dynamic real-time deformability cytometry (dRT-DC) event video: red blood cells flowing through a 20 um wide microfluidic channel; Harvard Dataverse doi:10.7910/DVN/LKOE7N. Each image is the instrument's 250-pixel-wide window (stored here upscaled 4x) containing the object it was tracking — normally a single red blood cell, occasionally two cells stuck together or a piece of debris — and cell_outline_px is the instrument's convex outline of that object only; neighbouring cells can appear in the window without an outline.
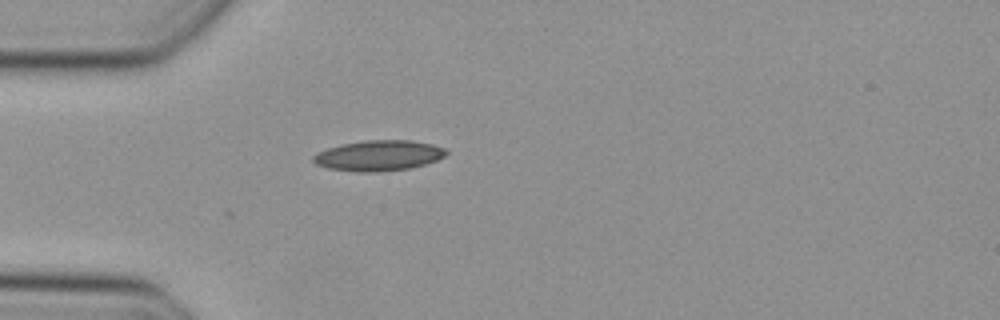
{"species": "Egyptian fruit bat (a non-hibernating species)", "species_latin": "Rousettus aegyptiacus", "temperature_condition": "cold", "stored_images_in_passage": 36, "camera_frame_rate_fps": 3000, "um_per_image_px": 0.085, "animal": {"sex": "female"}, "frame": {"image": 1, "passage_image": 1, "time_ms": 0.0, "image_size_px": [1000, 320], "cell_outline_px": [[448, 152], [444, 156], [436, 160], [412, 168], [380, 172], [356, 172], [328, 168], [316, 164], [312, 160], [312, 156], [316, 152], [340, 144], [364, 140], [412, 140], [432, 144], [444, 148]], "centroid_in_image_um": [32.16, 13.22], "position_along_channel_um": 52.8, "area_um2": 23.81}}
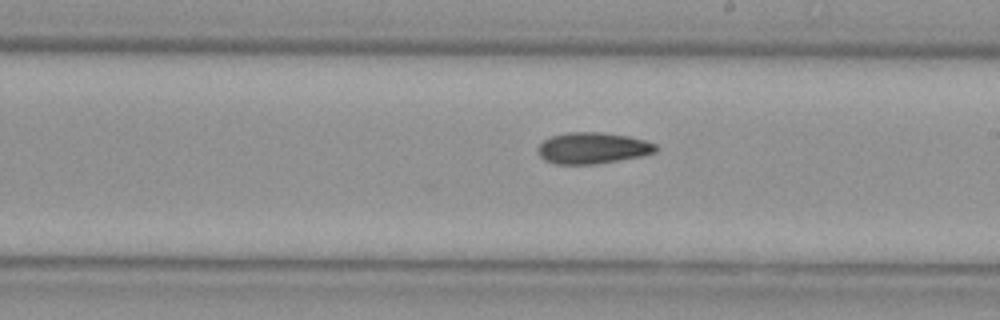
{"frame": {"image": 2, "passage_image": 15, "time_ms": 4.667, "image_size_px": [1000, 320], "cell_outline_px": [[660, 148], [656, 152], [640, 156], [596, 164], [556, 164], [544, 160], [536, 152], [536, 148], [544, 140], [552, 136], [568, 132], [600, 132], [628, 136], [644, 140], [656, 144]], "centroid_in_image_um": [50.36, 12.59], "position_along_channel_um": 238.6, "area_um2": 21.56}}
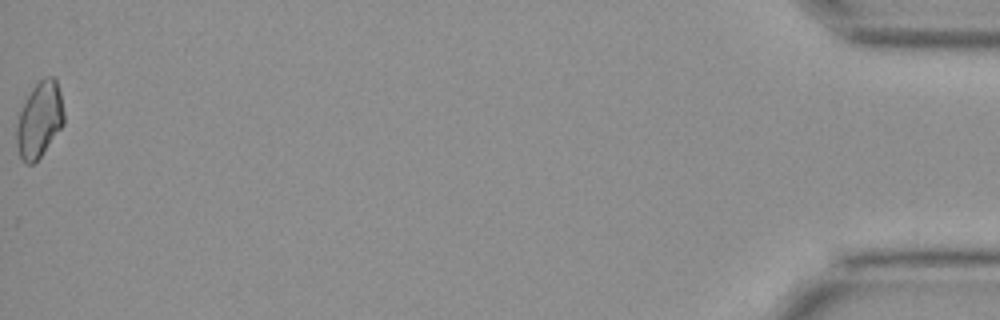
{"frame": {"image": 3, "passage_image": 36, "time_ms": 11.667, "image_size_px": [1000, 320], "cell_outline_px": [[64, 124], [40, 156], [32, 164], [28, 164], [20, 156], [16, 144], [16, 124], [20, 112], [32, 88], [44, 76], [52, 76], [56, 80], [60, 92], [64, 112]], "centroid_in_image_um": [3.36, 10.16], "position_along_channel_um": 431.8, "area_um2": 20.58}}